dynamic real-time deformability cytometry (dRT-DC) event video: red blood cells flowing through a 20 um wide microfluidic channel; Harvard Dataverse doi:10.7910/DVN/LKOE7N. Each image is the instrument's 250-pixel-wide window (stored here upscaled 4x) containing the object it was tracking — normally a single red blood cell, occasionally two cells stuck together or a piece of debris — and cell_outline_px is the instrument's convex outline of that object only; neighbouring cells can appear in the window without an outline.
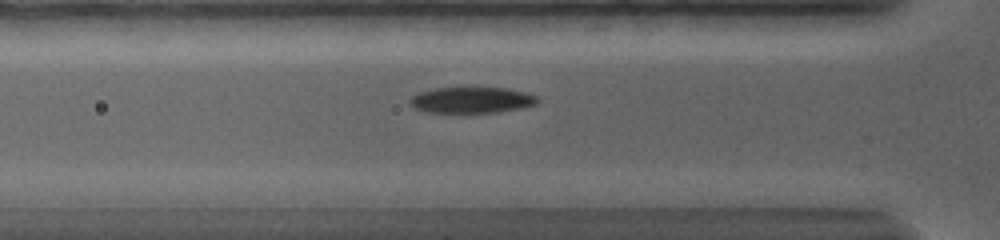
{"species": "common noctule bat (a hibernating species)", "species_latin": "Nyctalus noctula", "temperature_condition": "warm", "stored_images_in_passage": 47, "camera_frame_rate_fps": 5000, "um_per_image_px": 0.085, "animal": {"sex": "female", "body_mass_g": 19.0, "forearm_length_mm": 56.7}, "frame": {"image": 1, "passage_image": 8, "time_ms": 4.0, "image_size_px": [1000, 240], "cell_outline_px": [[540, 100], [536, 104], [524, 108], [500, 112], [424, 112], [408, 104], [408, 100], [412, 96], [420, 92], [436, 88], [508, 88], [524, 92], [536, 96]], "centroid_in_image_um": [40.1, 8.51], "position_along_channel_um": 85.7, "area_um2": 19.36}}
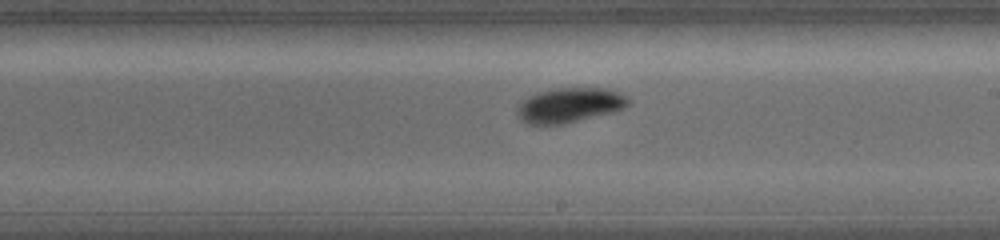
{"frame": {"image": 2, "passage_image": 19, "time_ms": 8.2, "image_size_px": [1000, 240], "cell_outline_px": [[632, 100], [624, 108], [612, 112], [564, 124], [528, 124], [520, 120], [516, 116], [516, 108], [528, 96], [540, 92], [560, 88], [604, 88], [628, 96]], "centroid_in_image_um": [48.41, 8.95], "position_along_channel_um": 240.6, "area_um2": 22.43}}
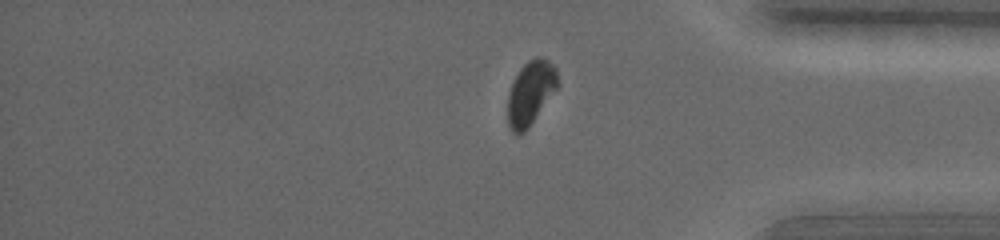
{"frame": {"image": 3, "passage_image": 36, "time_ms": 12.6, "image_size_px": [1000, 240], "cell_outline_px": [[560, 84], [528, 128], [524, 132], [516, 136], [512, 132], [508, 124], [508, 92], [520, 68], [528, 60], [536, 56], [540, 56], [548, 60], [556, 68]], "centroid_in_image_um": [45.11, 7.88], "position_along_channel_um": 390.1, "area_um2": 18.73}, "authors_computed_cell_mechanics": {"area_um2": 19.7098, "velocity_mm_per_s": 3.6977, "shape_relaxation_time_tau1_ms": 2.7287, "shape_relaxation_time_tau2_ms": null, "deformation_change_tau1": 0.159, "deformation_change_tau2": null}}